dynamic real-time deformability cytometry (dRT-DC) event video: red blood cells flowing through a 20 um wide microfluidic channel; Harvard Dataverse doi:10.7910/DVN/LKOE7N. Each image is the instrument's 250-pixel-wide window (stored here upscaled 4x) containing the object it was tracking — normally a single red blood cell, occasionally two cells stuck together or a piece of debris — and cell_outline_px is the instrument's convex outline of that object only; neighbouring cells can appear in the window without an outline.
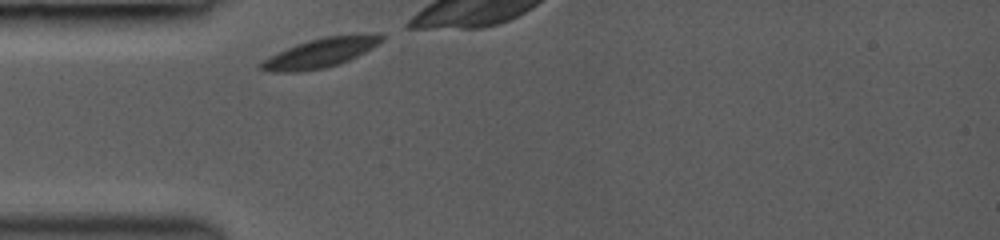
{"species": "common noctule bat (a hibernating species)", "species_latin": "Nyctalus noctula", "temperature_condition": "room temperature", "stored_images_in_passage": 27, "camera_frame_rate_fps": 3000, "um_per_image_px": 0.085, "animal": {"sex": "female", "body_mass_g": 19.0, "forearm_length_mm": 53.3}, "frame": {"image": 1, "passage_image": 1, "time_ms": 0.0, "image_size_px": [1000, 240], "cell_outline_px": [[384, 40], [372, 48], [340, 64], [324, 68], [300, 72], [272, 72], [260, 68], [260, 64], [268, 56], [296, 44], [308, 40], [324, 36], [384, 36]], "centroid_in_image_um": [27.13, 4.53], "position_along_channel_um": 57.9, "area_um2": 19.94}}
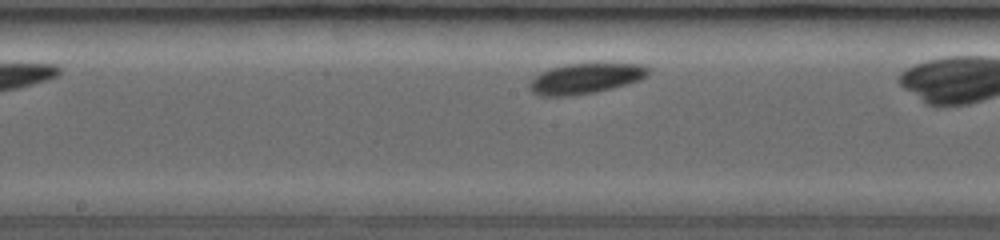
{"frame": {"image": 2, "passage_image": 12, "time_ms": 3.667, "image_size_px": [1000, 240], "cell_outline_px": [[648, 76], [640, 80], [628, 84], [596, 92], [572, 96], [540, 96], [532, 92], [528, 88], [528, 84], [540, 72], [552, 68], [568, 64], [640, 64], [648, 68]], "centroid_in_image_um": [49.74, 6.69], "position_along_channel_um": 198.5, "area_um2": 20.92}}